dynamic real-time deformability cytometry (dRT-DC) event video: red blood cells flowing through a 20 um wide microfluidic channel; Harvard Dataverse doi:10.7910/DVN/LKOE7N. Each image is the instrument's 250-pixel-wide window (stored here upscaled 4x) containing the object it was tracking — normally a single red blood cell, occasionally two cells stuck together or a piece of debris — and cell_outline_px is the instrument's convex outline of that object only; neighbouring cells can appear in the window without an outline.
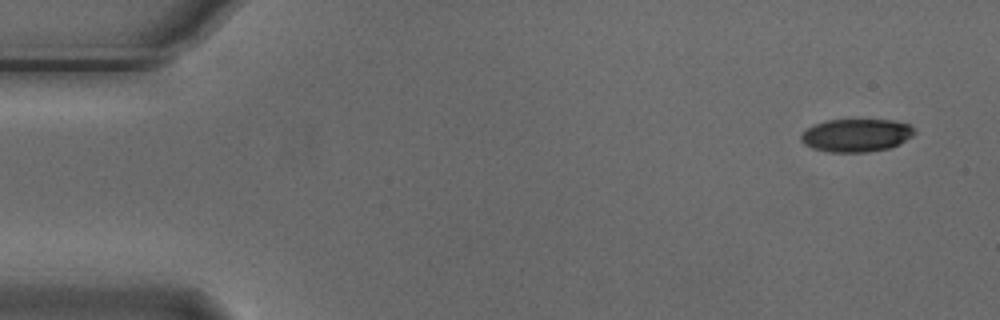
{"species": "Egyptian fruit bat (a non-hibernating species)", "species_latin": "Rousettus aegyptiacus", "temperature_condition": "cold", "stored_images_in_passage": 4, "camera_frame_rate_fps": 3000, "um_per_image_px": 0.085, "animal": {"sex": "male"}, "frame": {"image": 1, "passage_image": 1, "time_ms": 0.0, "image_size_px": [1000, 320], "cell_outline_px": [[916, 132], [912, 136], [900, 144], [888, 148], [868, 152], [828, 152], [812, 148], [804, 144], [800, 140], [800, 136], [808, 128], [816, 124], [828, 120], [892, 120], [908, 124]], "centroid_in_image_um": [72.78, 11.51], "position_along_channel_um": 12.2, "area_um2": 21.68}}
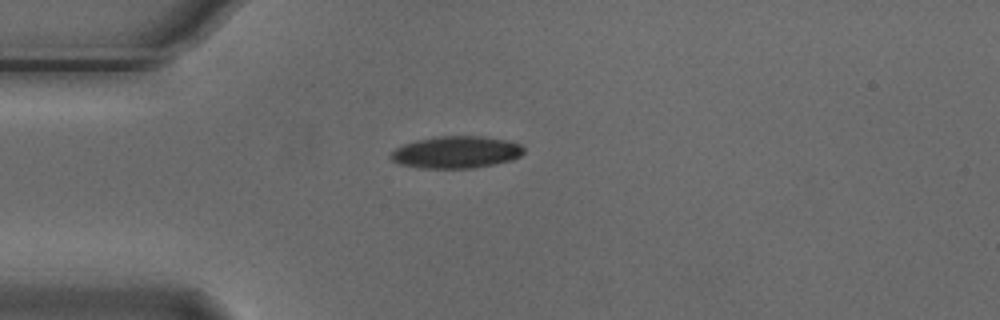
{"frame": {"image": 2, "passage_image": 4, "time_ms": 1.0, "image_size_px": [1000, 320], "cell_outline_px": [[524, 152], [520, 156], [512, 160], [472, 168], [420, 168], [400, 164], [392, 160], [388, 156], [396, 148], [404, 144], [416, 140], [436, 136], [484, 136], [504, 140], [520, 144], [524, 148]], "centroid_in_image_um": [38.76, 12.93], "position_along_channel_um": 46.2, "area_um2": 24.8}}